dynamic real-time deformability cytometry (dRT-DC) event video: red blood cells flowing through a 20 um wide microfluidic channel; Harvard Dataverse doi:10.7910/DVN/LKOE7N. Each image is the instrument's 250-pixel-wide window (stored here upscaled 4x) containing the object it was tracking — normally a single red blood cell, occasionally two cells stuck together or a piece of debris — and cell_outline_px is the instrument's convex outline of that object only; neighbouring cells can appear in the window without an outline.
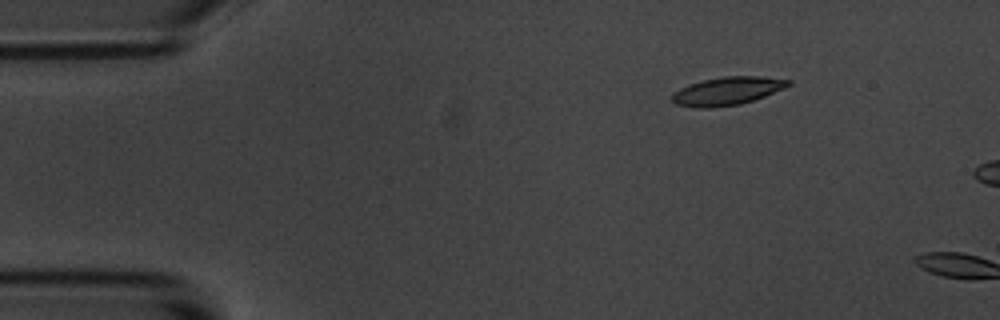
{"species": "common noctule bat (a hibernating species)", "species_latin": "Nyctalus noctula", "temperature_condition": "room temperature", "stored_images_in_passage": 3, "camera_frame_rate_fps": 3000, "um_per_image_px": 0.085, "animal": {"sex": "male", "body_mass_g": 20.1, "forearm_length_mm": 53.5}, "frame": {"image": 1, "passage_image": 2, "time_ms": 2.0, "image_size_px": [1000, 320], "cell_outline_px": [[792, 84], [784, 88], [764, 96], [740, 104], [712, 108], [696, 108], [676, 104], [672, 100], [672, 92], [688, 84], [704, 80], [724, 76], [760, 76], [792, 80]], "centroid_in_image_um": [61.8, 7.73], "position_along_channel_um": 23.2, "area_um2": 19.07}}